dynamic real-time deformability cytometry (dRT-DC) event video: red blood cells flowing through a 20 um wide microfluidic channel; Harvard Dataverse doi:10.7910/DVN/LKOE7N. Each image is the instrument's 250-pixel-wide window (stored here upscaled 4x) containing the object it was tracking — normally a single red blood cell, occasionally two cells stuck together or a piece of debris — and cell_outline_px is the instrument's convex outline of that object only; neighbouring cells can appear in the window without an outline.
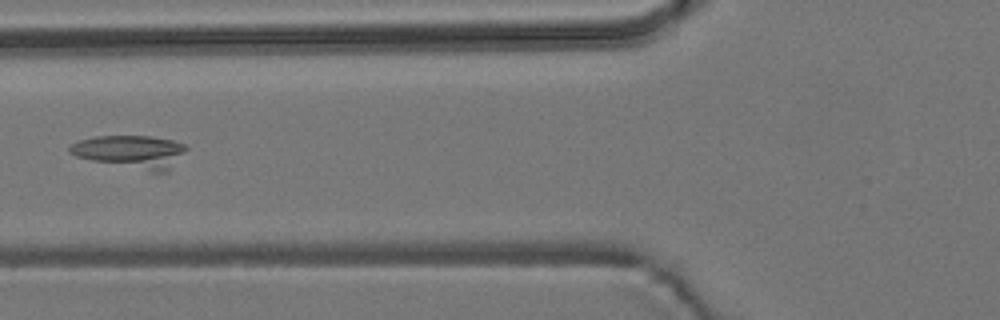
{"species": "common noctule bat (a hibernating species)", "species_latin": "Nyctalus noctula", "temperature_condition": "room temperature", "stored_images_in_passage": 10, "camera_frame_rate_fps": 3000, "um_per_image_px": 0.085, "animal": {"sex": "male", "body_mass_g": 19.2, "forearm_length_mm": 51.8}, "frame": {"image": 1, "passage_image": 7, "time_ms": 8.667, "image_size_px": [1000, 320], "cell_outline_px": [[188, 148], [168, 172], [152, 172], [92, 160], [76, 156], [68, 152], [68, 148], [72, 144], [80, 140], [96, 136], [152, 136], [172, 140], [184, 144]], "centroid_in_image_um": [11.15, 12.89], "position_along_channel_um": 114.7, "area_um2": 22.25}}